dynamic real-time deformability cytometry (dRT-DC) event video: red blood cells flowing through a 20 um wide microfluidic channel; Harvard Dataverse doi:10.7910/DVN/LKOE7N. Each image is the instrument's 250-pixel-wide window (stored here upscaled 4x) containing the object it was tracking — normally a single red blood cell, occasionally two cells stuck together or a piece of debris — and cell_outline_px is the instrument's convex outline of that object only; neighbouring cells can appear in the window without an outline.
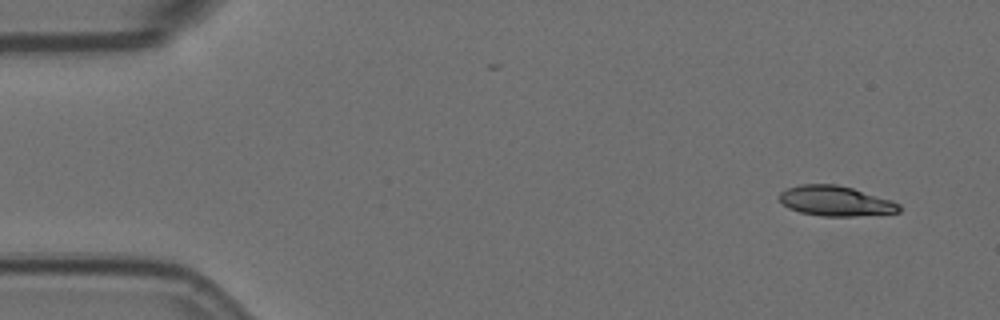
{"species": "Egyptian fruit bat (a non-hibernating species)", "species_latin": "Rousettus aegyptiacus", "temperature_condition": "room temperature", "stored_images_in_passage": 53, "camera_frame_rate_fps": 3000, "um_per_image_px": 0.085, "animal": {"sex": "female"}, "frame": {"image": 1, "passage_image": 1, "time_ms": 0.0, "image_size_px": [1000, 320], "cell_outline_px": [[900, 212], [852, 216], [820, 216], [800, 212], [788, 208], [780, 200], [780, 192], [788, 188], [800, 184], [836, 184], [852, 188], [892, 200], [900, 204]], "centroid_in_image_um": [71.02, 17.08], "position_along_channel_um": 14.0, "area_um2": 20.87}}
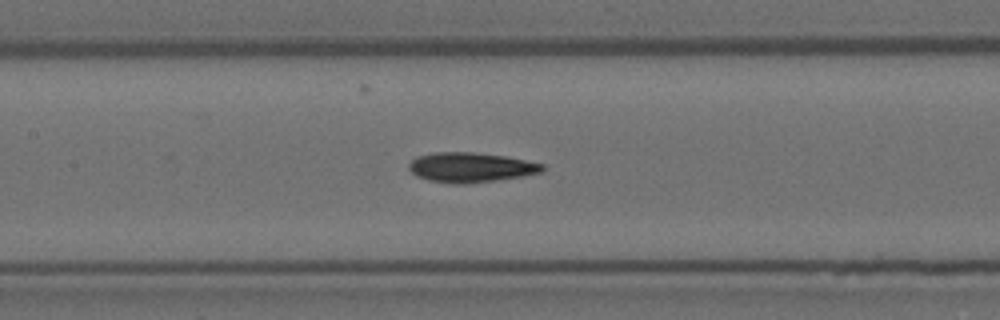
{"frame": {"image": 2, "passage_image": 23, "time_ms": 7.333, "image_size_px": [1000, 320], "cell_outline_px": [[544, 168], [540, 172], [524, 176], [464, 184], [452, 184], [428, 180], [416, 176], [408, 168], [408, 164], [416, 156], [436, 152], [472, 152], [504, 156], [544, 164]], "centroid_in_image_um": [39.96, 14.23], "position_along_channel_um": 167.4, "area_um2": 23.06}}
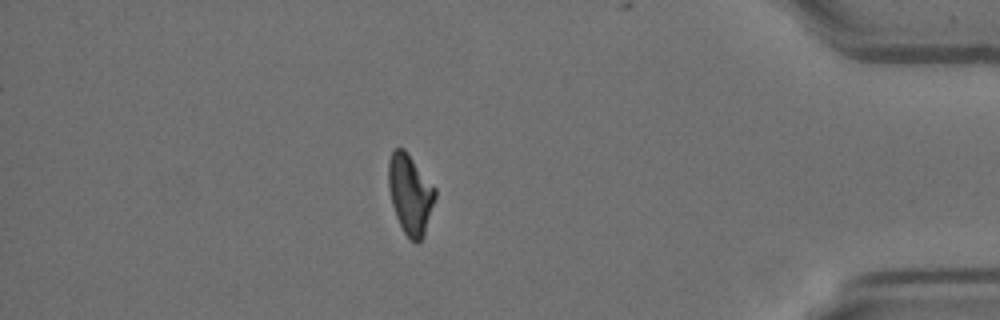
{"frame": {"image": 3, "passage_image": 46, "time_ms": 15.0, "image_size_px": [1000, 320], "cell_outline_px": [[436, 196], [424, 236], [416, 244], [404, 232], [396, 216], [392, 204], [388, 188], [388, 160], [392, 152], [396, 148], [404, 148], [436, 188]], "centroid_in_image_um": [34.86, 16.49], "position_along_channel_um": 400.3, "area_um2": 21.68}, "authors_computed_cell_mechanics": {"area_um2": 22.0218, "velocity_mm_per_s": 3.5829, "shape_relaxation_time_tau1_ms": 5.9608, "shape_relaxation_time_tau2_ms": 4.8695, "deformation_change_tau1": 0.1891, "deformation_change_tau2": 0.1362}}